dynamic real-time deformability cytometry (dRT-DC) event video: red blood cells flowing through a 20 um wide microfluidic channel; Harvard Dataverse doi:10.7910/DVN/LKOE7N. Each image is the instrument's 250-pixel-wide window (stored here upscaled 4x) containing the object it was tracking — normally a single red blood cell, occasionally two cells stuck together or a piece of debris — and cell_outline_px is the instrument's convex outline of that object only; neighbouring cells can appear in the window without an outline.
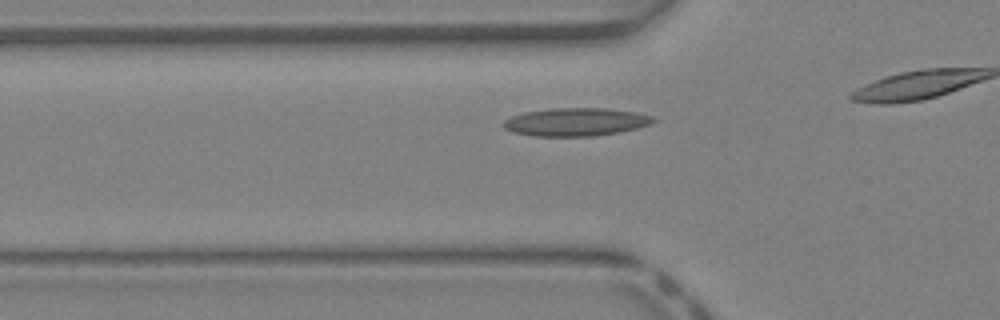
{"species": "Egyptian fruit bat (a non-hibernating species)", "species_latin": "Rousettus aegyptiacus", "temperature_condition": "warm", "stored_images_in_passage": 14, "camera_frame_rate_fps": 3000, "um_per_image_px": 0.085, "animal": {"sex": "female"}, "frame": {"image": 1, "passage_image": 7, "time_ms": 2.0, "image_size_px": [1000, 320], "cell_outline_px": [[652, 120], [644, 124], [612, 132], [576, 136], [544, 136], [520, 132], [508, 128], [504, 124], [508, 120], [516, 116], [532, 112], [584, 108], [624, 112], [640, 116]], "centroid_in_image_um": [48.79, 10.39], "position_along_channel_um": 77.0, "area_um2": 21.04}}
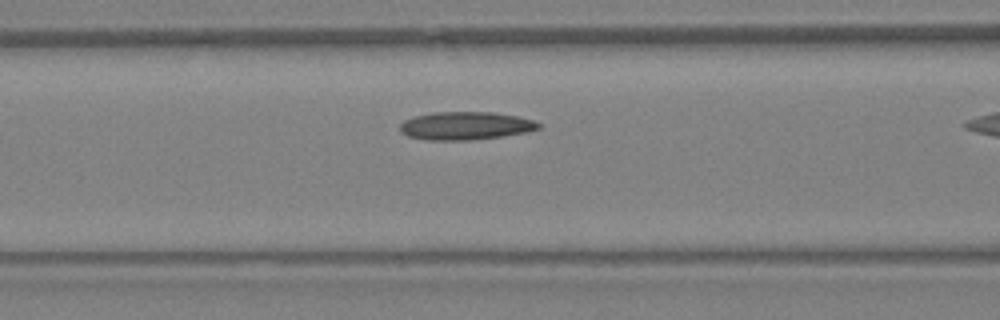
{"frame": {"image": 2, "passage_image": 10, "time_ms": 3.0, "image_size_px": [1000, 320], "cell_outline_px": [[536, 128], [496, 136], [412, 136], [404, 132], [400, 128], [408, 120], [420, 116], [452, 112], [476, 112], [512, 116], [528, 120], [536, 124]], "centroid_in_image_um": [39.58, 10.61], "position_along_channel_um": 127.0, "area_um2": 18.67}}
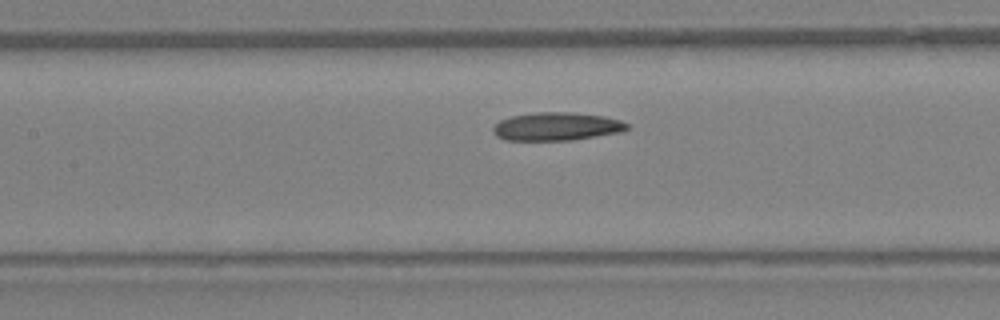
{"frame": {"image": 3, "passage_image": 12, "time_ms": 3.667, "image_size_px": [1000, 320], "cell_outline_px": [[624, 128], [608, 132], [588, 136], [556, 140], [512, 140], [500, 136], [496, 132], [496, 124], [504, 120], [520, 116], [596, 116], [616, 120], [624, 124]], "centroid_in_image_um": [47.18, 10.82], "position_along_channel_um": 160.2, "area_um2": 18.15}}